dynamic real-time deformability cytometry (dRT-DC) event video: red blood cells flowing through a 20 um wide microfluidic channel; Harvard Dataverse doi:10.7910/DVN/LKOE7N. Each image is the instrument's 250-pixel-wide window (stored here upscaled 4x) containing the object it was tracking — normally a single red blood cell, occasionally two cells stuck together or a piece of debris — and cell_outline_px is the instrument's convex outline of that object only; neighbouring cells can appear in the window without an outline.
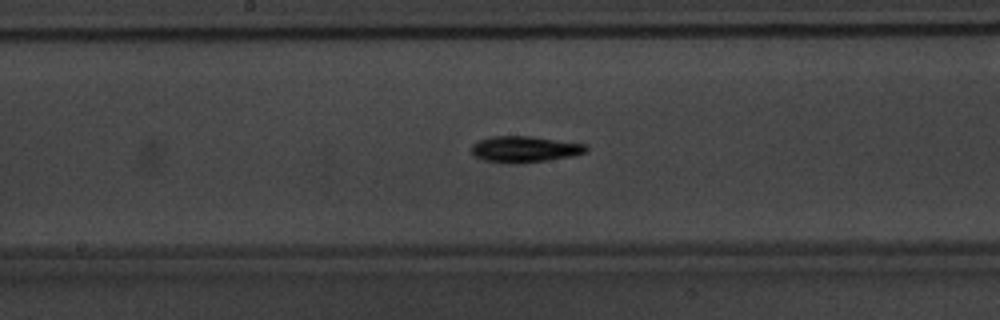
{"species": "common noctule bat (a hibernating species)", "species_latin": "Nyctalus noctula", "temperature_condition": "warm", "stored_images_in_passage": 49, "camera_frame_rate_fps": 3000, "um_per_image_px": 0.085, "animal": {"sex": "male", "body_mass_g": 20.1, "forearm_length_mm": 53.5}, "frame": {"image": 1, "passage_image": 24, "time_ms": 7.667, "image_size_px": [1000, 320], "cell_outline_px": [[588, 152], [572, 156], [548, 160], [516, 164], [512, 164], [484, 160], [476, 156], [472, 152], [472, 144], [480, 140], [492, 136], [532, 136], [588, 144]], "centroid_in_image_um": [44.65, 12.68], "position_along_channel_um": 203.5, "area_um2": 17.63}}
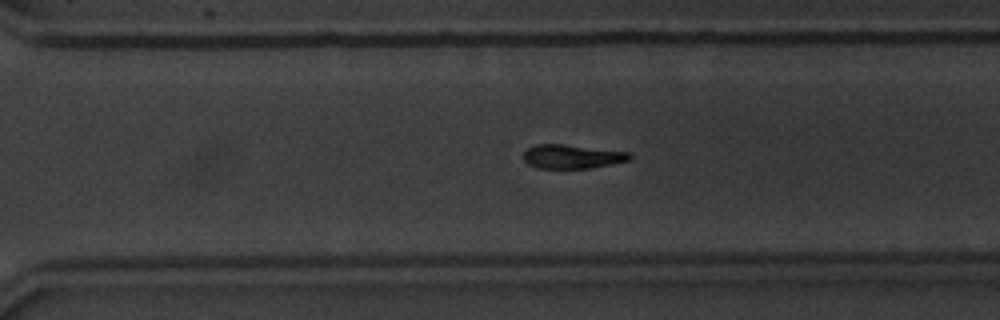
{"frame": {"image": 2, "passage_image": 33, "time_ms": 10.667, "image_size_px": [1000, 320], "cell_outline_px": [[632, 156], [628, 160], [612, 164], [592, 168], [536, 168], [528, 164], [524, 160], [524, 152], [528, 148], [536, 144], [564, 144], [632, 152]], "centroid_in_image_um": [48.64, 13.3], "position_along_channel_um": 322.0, "area_um2": 14.91}}
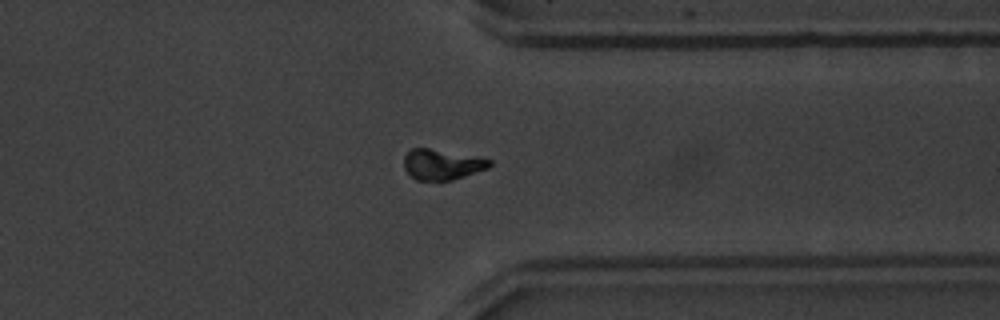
{"frame": {"image": 3, "passage_image": 37, "time_ms": 12.0, "image_size_px": [1000, 320], "cell_outline_px": [[492, 164], [488, 168], [452, 180], [416, 180], [404, 168], [404, 156], [412, 148], [428, 148], [476, 156], [492, 160]], "centroid_in_image_um": [37.58, 13.97], "position_along_channel_um": 373.8, "area_um2": 15.09}, "authors_computed_cell_mechanics": {"area_um2": 15.606, "velocity_mm_per_s": 3.9685, "shape_relaxation_time_tau1_ms": 1.988, "shape_relaxation_time_tau2_ms": null, "deformation_change_tau1": 0.1146, "deformation_change_tau2": null}}